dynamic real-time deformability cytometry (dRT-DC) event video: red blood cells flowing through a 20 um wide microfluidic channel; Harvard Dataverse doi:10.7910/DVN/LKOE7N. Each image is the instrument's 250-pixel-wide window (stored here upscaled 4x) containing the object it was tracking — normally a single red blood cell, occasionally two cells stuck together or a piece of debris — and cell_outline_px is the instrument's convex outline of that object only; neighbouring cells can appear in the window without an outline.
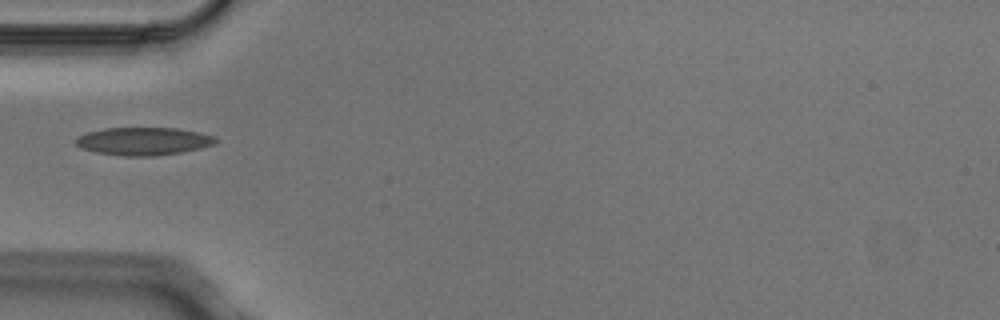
{"species": "Egyptian fruit bat (a non-hibernating species)", "species_latin": "Rousettus aegyptiacus", "temperature_condition": "cold", "stored_images_in_passage": 1, "camera_frame_rate_fps": 3000, "um_per_image_px": 0.085, "animal": {"sex": "male"}, "frame": {"image": 1, "passage_image": 1, "time_ms": 0.0, "image_size_px": [1000, 320], "cell_outline_px": [[220, 140], [216, 144], [200, 148], [180, 152], [156, 156], [124, 156], [96, 152], [84, 148], [76, 144], [76, 136], [88, 132], [104, 128], [176, 128], [216, 136]], "centroid_in_image_um": [12.23, 12.0], "position_along_channel_um": 72.8, "area_um2": 22.66}}